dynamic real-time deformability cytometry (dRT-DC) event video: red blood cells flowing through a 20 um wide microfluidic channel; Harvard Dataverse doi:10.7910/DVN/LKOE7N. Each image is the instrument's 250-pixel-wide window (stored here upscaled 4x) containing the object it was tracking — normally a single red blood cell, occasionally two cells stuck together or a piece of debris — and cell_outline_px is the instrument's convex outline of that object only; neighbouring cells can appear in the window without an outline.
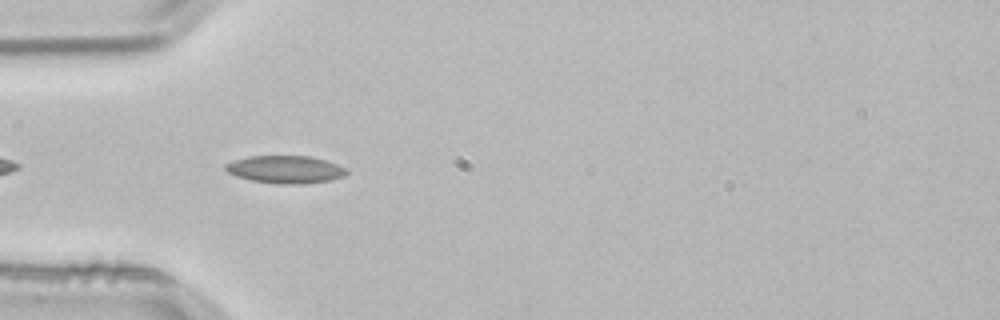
{"species": "common noctule bat (a hibernating species)", "species_latin": "Nyctalus noctula", "temperature_condition": "room temperature", "stored_images_in_passage": 17, "camera_frame_rate_fps": 3000, "um_per_image_px": 0.085, "animal": {"sex": "male", "body_mass_g": 21.5, "forearm_length_mm": 52.0}, "frame": {"image": 1, "passage_image": 3, "time_ms": 0.667, "image_size_px": [1000, 320], "cell_outline_px": [[348, 172], [344, 176], [328, 180], [300, 184], [280, 184], [252, 180], [236, 176], [228, 172], [224, 168], [224, 164], [248, 156], [308, 156], [324, 160], [336, 164], [344, 168]], "centroid_in_image_um": [24.22, 14.4], "position_along_channel_um": 60.8, "area_um2": 19.19}}
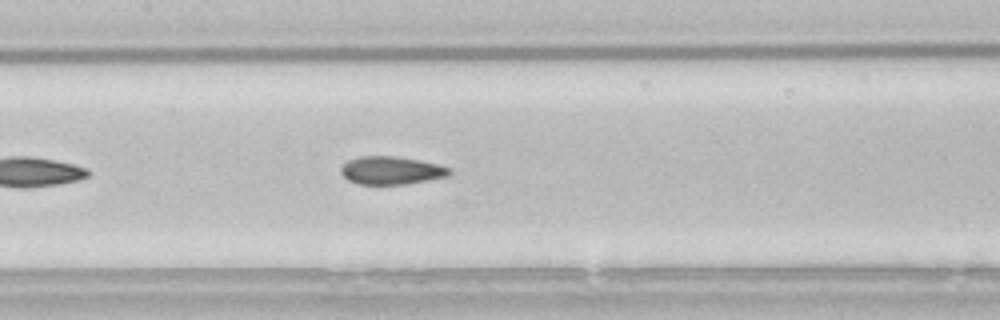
{"frame": {"image": 2, "passage_image": 12, "time_ms": 3.667, "image_size_px": [1000, 320], "cell_outline_px": [[452, 172], [448, 176], [404, 184], [360, 184], [348, 180], [340, 172], [340, 168], [348, 160], [360, 156], [392, 156], [416, 160], [436, 164], [452, 168]], "centroid_in_image_um": [33.24, 14.48], "position_along_channel_um": 174.2, "area_um2": 17.46}}